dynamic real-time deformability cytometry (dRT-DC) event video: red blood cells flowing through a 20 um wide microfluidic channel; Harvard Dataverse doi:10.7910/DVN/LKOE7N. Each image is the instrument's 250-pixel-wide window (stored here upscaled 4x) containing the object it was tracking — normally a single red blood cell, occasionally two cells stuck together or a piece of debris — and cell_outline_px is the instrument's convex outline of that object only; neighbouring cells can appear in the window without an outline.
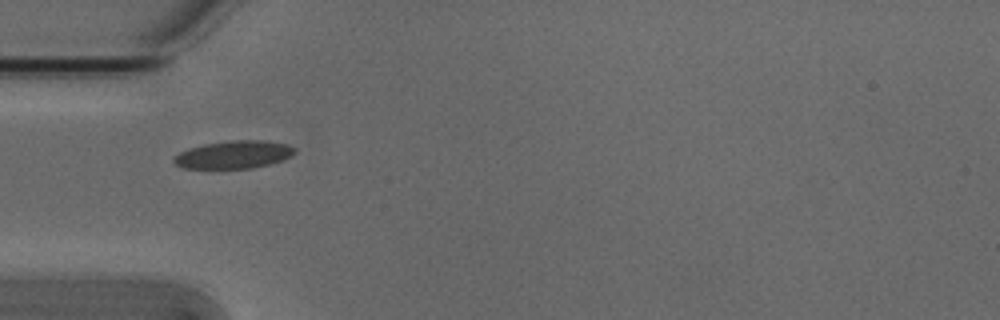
{"species": "Egyptian fruit bat (a non-hibernating species)", "species_latin": "Rousettus aegyptiacus", "temperature_condition": "cold", "stored_images_in_passage": 1, "camera_frame_rate_fps": 3000, "um_per_image_px": 0.085, "animal": {"sex": "male"}, "frame": {"image": 1, "passage_image": 1, "time_ms": 0.0, "image_size_px": [1000, 320], "cell_outline_px": [[296, 152], [280, 160], [268, 164], [252, 168], [184, 168], [176, 164], [172, 160], [172, 156], [188, 148], [204, 144], [232, 140], [264, 140], [288, 144], [296, 148]], "centroid_in_image_um": [19.84, 13.13], "position_along_channel_um": 65.2, "area_um2": 19.48}}